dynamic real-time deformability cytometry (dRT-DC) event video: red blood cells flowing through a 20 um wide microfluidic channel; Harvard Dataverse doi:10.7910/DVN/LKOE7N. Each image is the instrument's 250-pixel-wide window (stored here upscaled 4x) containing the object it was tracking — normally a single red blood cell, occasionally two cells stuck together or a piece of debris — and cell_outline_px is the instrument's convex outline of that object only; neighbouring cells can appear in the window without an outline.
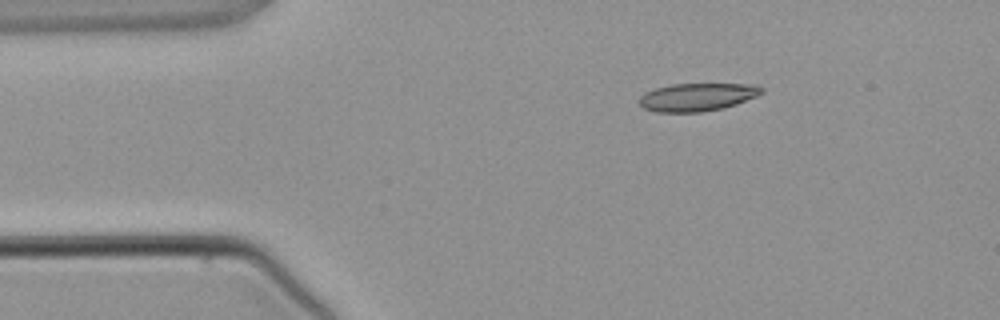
{"species": "common noctule bat (a hibernating species)", "species_latin": "Nyctalus noctula", "temperature_condition": "warm", "stored_images_in_passage": 4, "camera_frame_rate_fps": 3000, "um_per_image_px": 0.085, "animal": {"sex": "male", "body_mass_g": 21.5, "forearm_length_mm": 52.0}, "frame": {"image": 1, "passage_image": 4, "time_ms": 3.667, "image_size_px": [1000, 320], "cell_outline_px": [[764, 92], [756, 96], [736, 104], [724, 108], [700, 112], [656, 112], [644, 108], [640, 104], [640, 96], [644, 92], [656, 88], [672, 84], [756, 84], [764, 88]], "centroid_in_image_um": [59.28, 8.24], "position_along_channel_um": 25.7, "area_um2": 19.94}}